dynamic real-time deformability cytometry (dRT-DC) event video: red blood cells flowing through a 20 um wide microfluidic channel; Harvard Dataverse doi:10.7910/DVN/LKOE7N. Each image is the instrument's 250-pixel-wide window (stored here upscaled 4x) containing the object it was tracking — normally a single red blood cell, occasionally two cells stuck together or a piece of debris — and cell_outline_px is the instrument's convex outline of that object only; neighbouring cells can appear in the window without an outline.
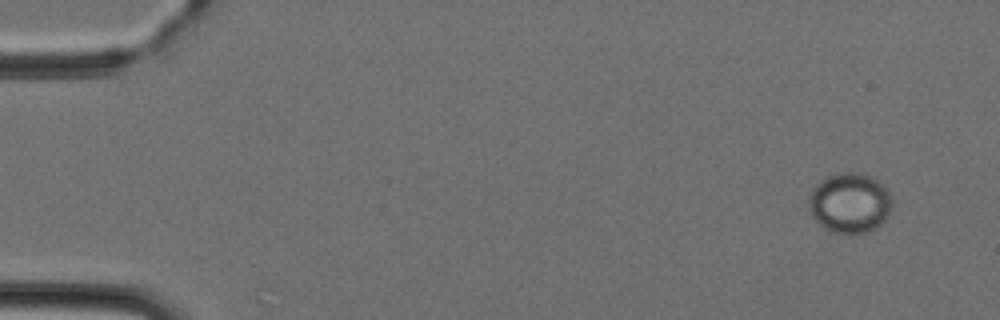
{"species": "Egyptian fruit bat (a non-hibernating species)", "species_latin": "Rousettus aegyptiacus", "temperature_condition": "cold", "stored_images_in_passage": 46, "camera_frame_rate_fps": 3000, "um_per_image_px": 0.085, "animal": {"sex": "female"}, "frame": {"image": 1, "passage_image": 1, "time_ms": 0.0, "image_size_px": [1000, 320], "cell_outline_px": [[892, 208], [888, 216], [876, 228], [864, 232], [848, 236], [832, 232], [824, 228], [812, 216], [808, 208], [808, 196], [812, 188], [820, 180], [828, 176], [848, 172], [860, 172], [884, 184], [892, 196]], "centroid_in_image_um": [72.23, 17.27], "position_along_channel_um": 12.8, "area_um2": 29.71}}
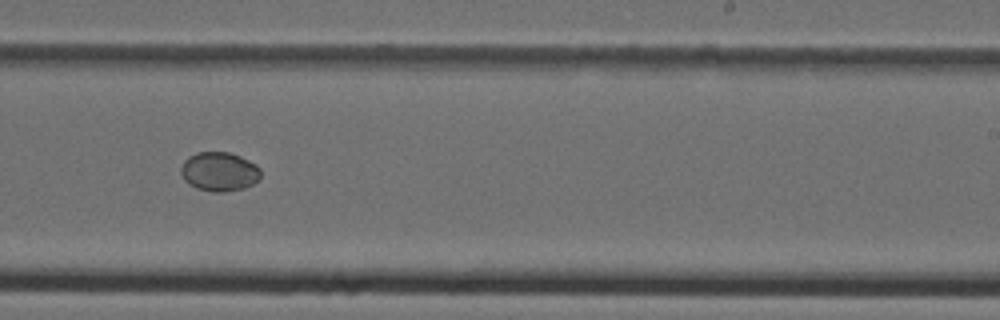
{"frame": {"image": 2, "passage_image": 28, "time_ms": 9.0, "image_size_px": [1000, 320], "cell_outline_px": [[260, 180], [244, 188], [224, 192], [212, 192], [196, 188], [188, 184], [184, 180], [180, 172], [180, 168], [184, 160], [188, 156], [196, 152], [232, 152], [256, 164], [260, 168]], "centroid_in_image_um": [18.63, 14.58], "position_along_channel_um": 270.4, "area_um2": 18.5}}
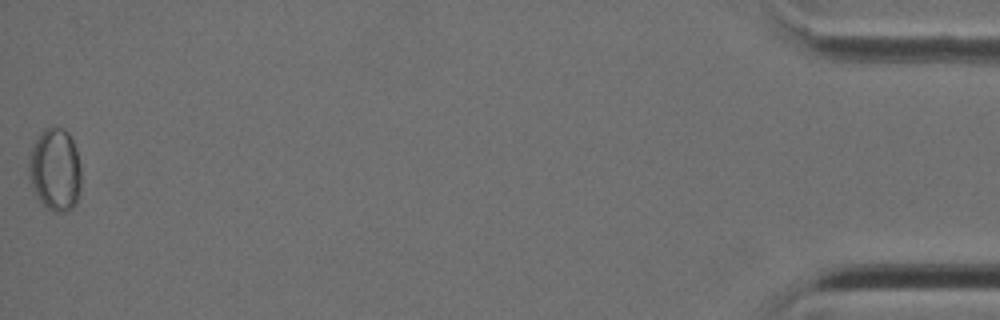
{"frame": {"image": 3, "passage_image": 46, "time_ms": 15.0, "image_size_px": [1000, 320], "cell_outline_px": [[80, 196], [76, 204], [72, 208], [64, 212], [52, 212], [36, 196], [32, 184], [28, 168], [28, 164], [32, 148], [36, 140], [44, 128], [52, 124], [68, 132], [76, 148], [80, 168]], "centroid_in_image_um": [4.71, 14.42], "position_along_channel_um": 430.5, "area_um2": 25.26}}